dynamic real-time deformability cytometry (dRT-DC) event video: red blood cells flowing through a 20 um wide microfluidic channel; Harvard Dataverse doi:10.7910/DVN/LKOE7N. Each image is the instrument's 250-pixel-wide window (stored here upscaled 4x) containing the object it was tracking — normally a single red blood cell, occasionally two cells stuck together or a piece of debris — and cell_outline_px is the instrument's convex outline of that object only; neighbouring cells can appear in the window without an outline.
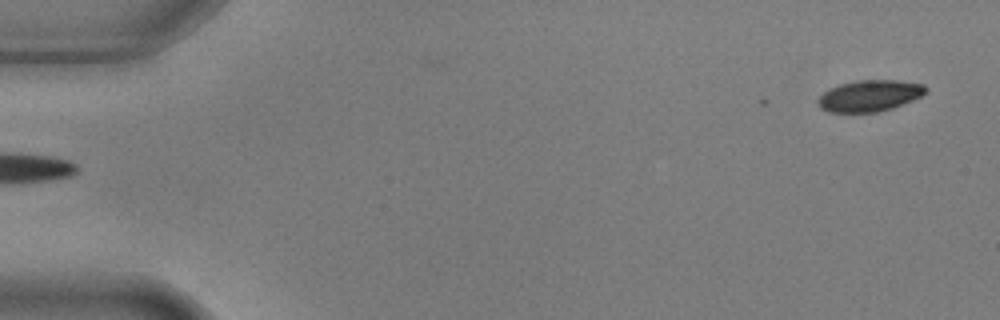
{"species": "common noctule bat (a hibernating species)", "species_latin": "Nyctalus noctula", "temperature_condition": "warm", "stored_images_in_passage": 6, "segment_of_instrument_passage": [2, 2], "camera_frame_rate_fps": 3000, "um_per_image_px": 0.085, "animal": {"sex": "male", "body_mass_g": 17.9, "forearm_length_mm": 54.2}, "frame": {"image": 1, "passage_image": 6, "time_ms": 1.667, "image_size_px": [1000, 320], "cell_outline_px": [[928, 92], [912, 100], [892, 108], [876, 112], [828, 112], [820, 108], [816, 100], [824, 92], [840, 84], [856, 80], [896, 80], [924, 84], [928, 88]], "centroid_in_image_um": [73.92, 8.13], "position_along_channel_um": 11.1, "area_um2": 19.65}}